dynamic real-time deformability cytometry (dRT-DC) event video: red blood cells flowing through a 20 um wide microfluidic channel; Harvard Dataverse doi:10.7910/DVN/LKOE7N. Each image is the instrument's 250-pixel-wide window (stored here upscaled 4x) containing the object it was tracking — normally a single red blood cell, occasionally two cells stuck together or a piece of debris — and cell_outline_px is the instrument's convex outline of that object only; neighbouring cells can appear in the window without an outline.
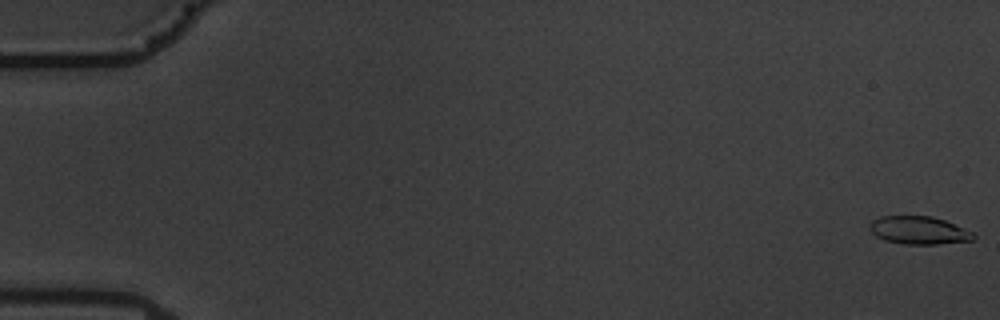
{"species": "common noctule bat (a hibernating species)", "species_latin": "Nyctalus noctula", "temperature_condition": "warm", "stored_images_in_passage": 24, "camera_frame_rate_fps": 3000, "um_per_image_px": 0.085, "animal": {"sex": "male", "body_mass_g": 19.5, "forearm_length_mm": 54.6}, "frame": {"image": 1, "passage_image": 1, "time_ms": 0.0, "image_size_px": [1000, 320], "cell_outline_px": [[976, 236], [972, 240], [936, 244], [904, 244], [884, 240], [876, 236], [868, 228], [868, 224], [872, 220], [880, 216], [932, 216], [944, 220], [964, 228], [972, 232]], "centroid_in_image_um": [78.06, 19.57], "position_along_channel_um": 6.9, "area_um2": 16.88}}